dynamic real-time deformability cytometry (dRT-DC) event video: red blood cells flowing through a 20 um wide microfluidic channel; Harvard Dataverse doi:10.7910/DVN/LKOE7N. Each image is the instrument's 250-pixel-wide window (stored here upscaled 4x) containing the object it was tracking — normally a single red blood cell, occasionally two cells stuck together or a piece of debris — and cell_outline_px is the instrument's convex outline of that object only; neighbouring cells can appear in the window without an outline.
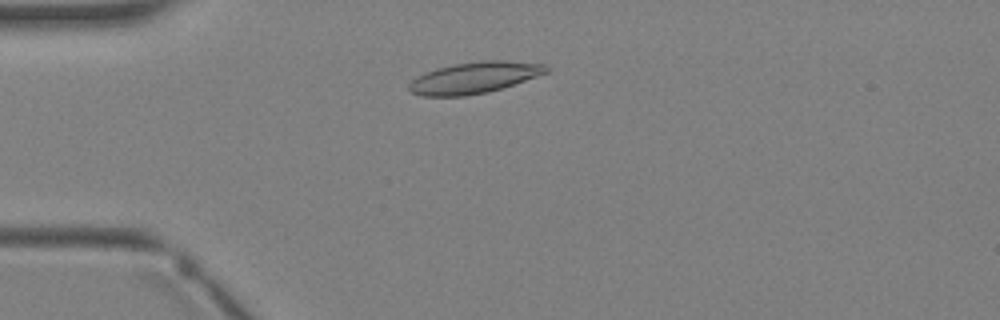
{"species": "Egyptian fruit bat (a non-hibernating species)", "species_latin": "Rousettus aegyptiacus", "temperature_condition": "warm", "stored_images_in_passage": 1, "camera_frame_rate_fps": 3000, "um_per_image_px": 0.085, "animal": {"sex": "female"}, "frame": {"image": 1, "passage_image": 1, "time_ms": 0.0, "image_size_px": [1000, 320], "cell_outline_px": [[548, 72], [488, 92], [464, 96], [420, 96], [412, 92], [408, 88], [408, 84], [416, 76], [424, 72], [436, 68], [452, 64], [480, 60], [504, 60], [548, 64]], "centroid_in_image_um": [40.27, 6.59], "position_along_channel_um": 44.7, "area_um2": 25.14}}